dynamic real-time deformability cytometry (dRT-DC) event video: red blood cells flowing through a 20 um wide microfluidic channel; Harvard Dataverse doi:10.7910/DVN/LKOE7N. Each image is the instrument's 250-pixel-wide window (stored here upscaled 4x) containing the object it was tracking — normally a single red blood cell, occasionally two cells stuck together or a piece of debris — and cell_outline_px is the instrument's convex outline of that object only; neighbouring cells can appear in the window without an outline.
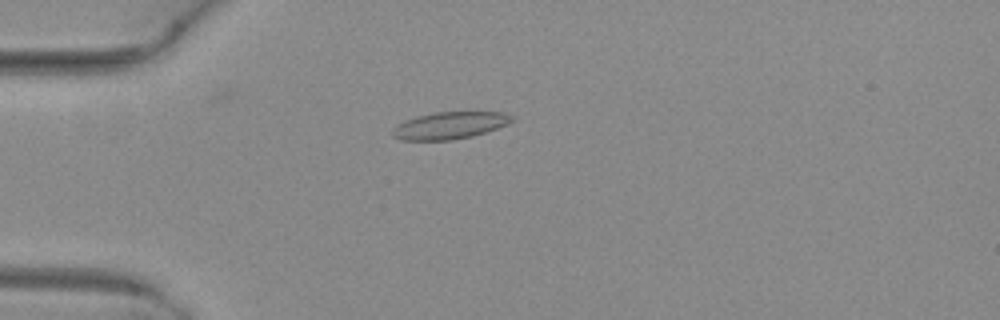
{"species": "common noctule bat (a hibernating species)", "species_latin": "Nyctalus noctula", "temperature_condition": "warm", "stored_images_in_passage": 41, "camera_frame_rate_fps": 3000, "um_per_image_px": 0.085, "animal": {"sex": "female", "body_mass_g": 29.2, "forearm_length_mm": 56.3}, "frame": {"image": 1, "passage_image": 6, "time_ms": 1.667, "image_size_px": [1000, 320], "cell_outline_px": [[516, 120], [508, 124], [472, 136], [452, 140], [400, 140], [392, 136], [392, 128], [396, 124], [404, 120], [416, 116], [432, 112], [504, 112], [516, 116]], "centroid_in_image_um": [38.22, 10.65], "position_along_channel_um": 46.8, "area_um2": 19.13}}
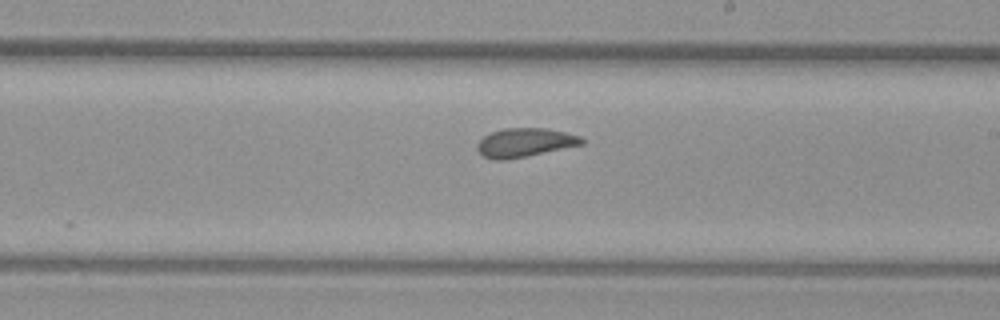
{"frame": {"image": 2, "passage_image": 22, "time_ms": 7.0, "image_size_px": [1000, 320], "cell_outline_px": [[584, 144], [504, 160], [496, 160], [484, 156], [476, 148], [476, 144], [484, 136], [492, 132], [504, 128], [548, 128], [580, 136], [584, 140]], "centroid_in_image_um": [44.6, 12.1], "position_along_channel_um": 244.4, "area_um2": 17.28}}
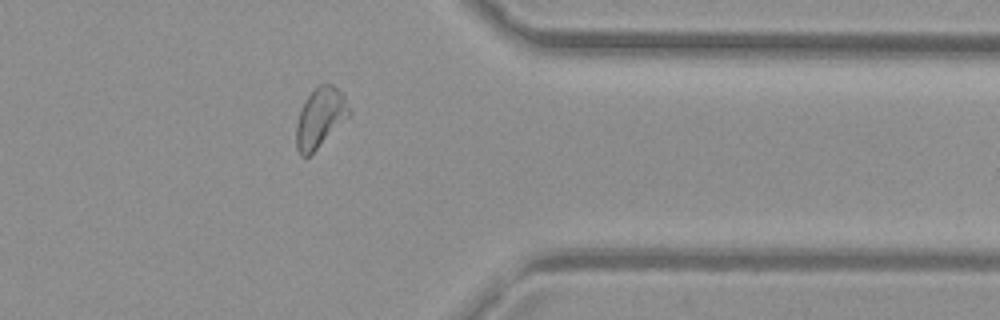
{"frame": {"image": 3, "passage_image": 33, "time_ms": 10.667, "image_size_px": [1000, 320], "cell_outline_px": [[352, 112], [308, 156], [300, 156], [296, 148], [296, 124], [304, 100], [320, 84], [332, 84], [344, 96]], "centroid_in_image_um": [27.19, 9.99], "position_along_channel_um": 384.2, "area_um2": 17.8}}